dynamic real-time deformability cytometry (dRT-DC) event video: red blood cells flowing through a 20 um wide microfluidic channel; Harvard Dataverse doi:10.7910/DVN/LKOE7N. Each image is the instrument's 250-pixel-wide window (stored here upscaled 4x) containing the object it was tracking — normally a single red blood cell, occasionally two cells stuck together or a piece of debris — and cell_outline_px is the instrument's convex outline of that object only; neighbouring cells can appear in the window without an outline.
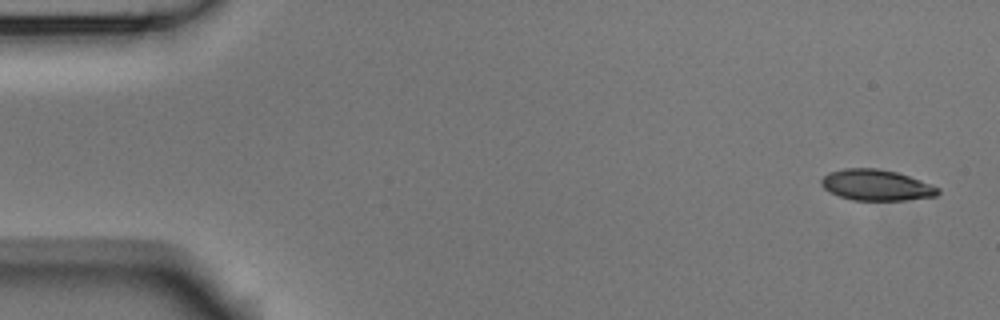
{"species": "Egyptian fruit bat (a non-hibernating species)", "species_latin": "Rousettus aegyptiacus", "temperature_condition": "room temperature", "stored_images_in_passage": 5, "camera_frame_rate_fps": 3000, "um_per_image_px": 0.085, "animal": {"sex": "male"}, "frame": {"image": 1, "passage_image": 1, "time_ms": 0.0, "image_size_px": [1000, 320], "cell_outline_px": [[940, 192], [936, 196], [904, 200], [852, 200], [828, 192], [820, 184], [820, 180], [828, 172], [844, 168], [876, 168], [896, 172], [932, 184], [940, 188]], "centroid_in_image_um": [74.46, 15.73], "position_along_channel_um": 10.5, "area_um2": 21.1}}
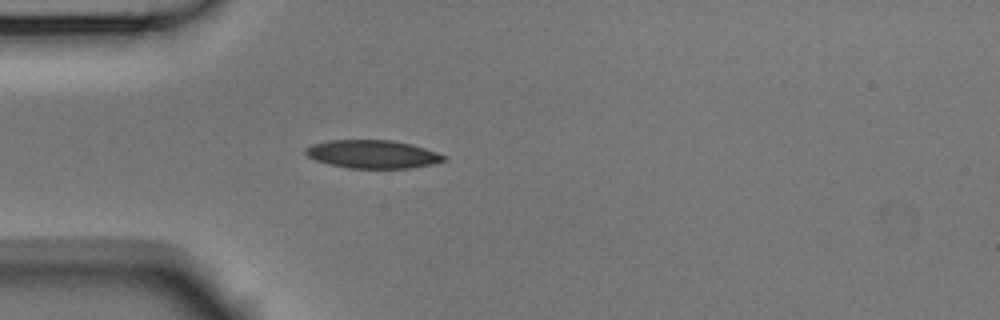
{"frame": {"image": 2, "passage_image": 5, "time_ms": 1.333, "image_size_px": [1000, 320], "cell_outline_px": [[448, 160], [432, 164], [408, 168], [348, 168], [328, 164], [316, 160], [308, 156], [304, 152], [304, 148], [312, 144], [328, 140], [392, 140], [412, 144], [448, 156]], "centroid_in_image_um": [31.67, 13.1], "position_along_channel_um": 53.3, "area_um2": 22.83}}